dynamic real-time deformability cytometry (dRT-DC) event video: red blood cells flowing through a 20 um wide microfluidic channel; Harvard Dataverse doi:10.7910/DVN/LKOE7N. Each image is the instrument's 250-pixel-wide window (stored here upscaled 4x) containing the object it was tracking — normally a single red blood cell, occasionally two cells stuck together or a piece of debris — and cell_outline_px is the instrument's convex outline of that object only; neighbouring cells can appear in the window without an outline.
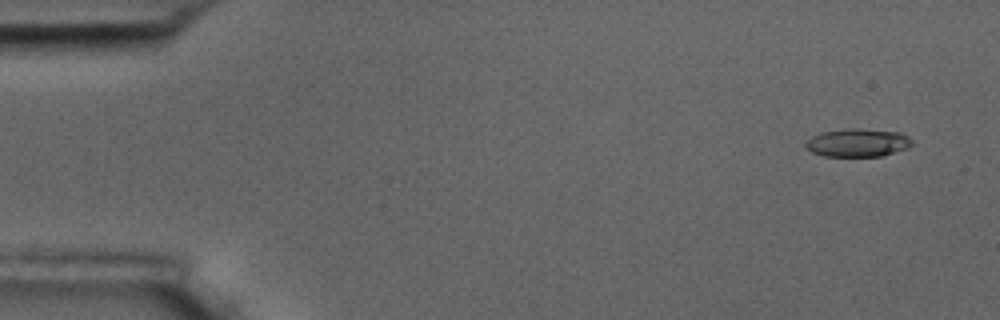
{"species": "common noctule bat (a hibernating species)", "species_latin": "Nyctalus noctula", "temperature_condition": "room temperature", "stored_images_in_passage": 5, "camera_frame_rate_fps": 3000, "um_per_image_px": 0.085, "animal": {"sex": "male", "body_mass_g": 17.5, "forearm_length_mm": 52.3}, "frame": {"image": 1, "passage_image": 2, "time_ms": 1.0, "image_size_px": [1000, 320], "cell_outline_px": [[912, 144], [908, 148], [880, 156], [824, 156], [812, 152], [804, 144], [812, 136], [820, 132], [848, 128], [856, 128], [900, 132], [908, 136], [912, 140]], "centroid_in_image_um": [72.91, 12.12], "position_along_channel_um": 12.1, "area_um2": 17.4}}
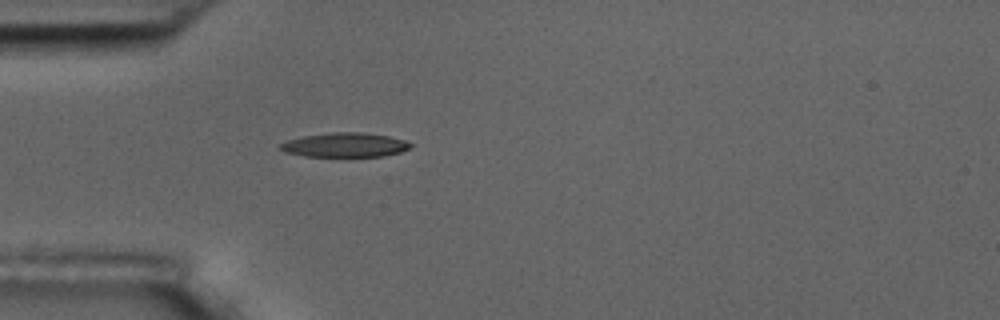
{"frame": {"image": 2, "passage_image": 5, "time_ms": 5.333, "image_size_px": [1000, 320], "cell_outline_px": [[412, 148], [400, 152], [384, 156], [304, 156], [284, 152], [276, 148], [276, 144], [288, 140], [304, 136], [332, 132], [364, 132], [388, 136], [404, 140], [412, 144]], "centroid_in_image_um": [29.27, 12.32], "position_along_channel_um": 55.7, "area_um2": 18.61}}